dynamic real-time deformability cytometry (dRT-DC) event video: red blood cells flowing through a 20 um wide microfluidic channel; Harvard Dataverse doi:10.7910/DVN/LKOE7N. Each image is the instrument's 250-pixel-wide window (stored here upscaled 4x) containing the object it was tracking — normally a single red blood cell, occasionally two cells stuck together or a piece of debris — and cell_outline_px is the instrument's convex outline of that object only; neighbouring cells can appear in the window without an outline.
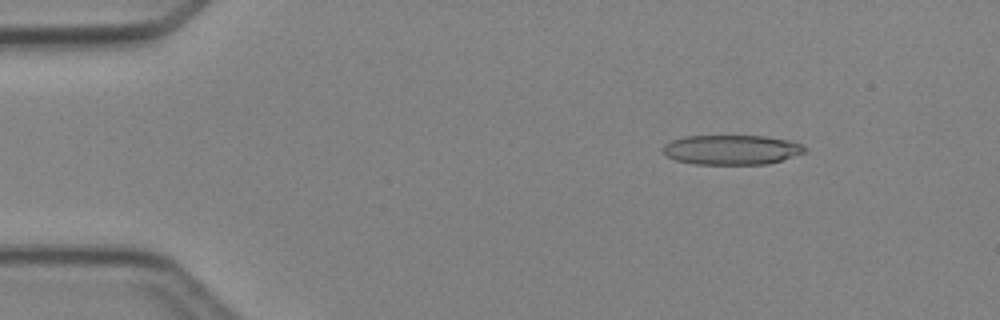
{"species": "Egyptian fruit bat (a non-hibernating species)", "species_latin": "Rousettus aegyptiacus", "temperature_condition": "cold", "stored_images_in_passage": 4, "camera_frame_rate_fps": 3000, "um_per_image_px": 0.085, "animal": {"sex": "female"}, "frame": {"image": 1, "passage_image": 2, "time_ms": 1.333, "image_size_px": [1000, 320], "cell_outline_px": [[808, 152], [768, 164], [696, 164], [676, 160], [668, 156], [660, 148], [664, 144], [672, 140], [684, 136], [764, 136], [788, 140], [800, 144], [808, 148]], "centroid_in_image_um": [62.2, 12.73], "position_along_channel_um": 22.8, "area_um2": 24.62}}